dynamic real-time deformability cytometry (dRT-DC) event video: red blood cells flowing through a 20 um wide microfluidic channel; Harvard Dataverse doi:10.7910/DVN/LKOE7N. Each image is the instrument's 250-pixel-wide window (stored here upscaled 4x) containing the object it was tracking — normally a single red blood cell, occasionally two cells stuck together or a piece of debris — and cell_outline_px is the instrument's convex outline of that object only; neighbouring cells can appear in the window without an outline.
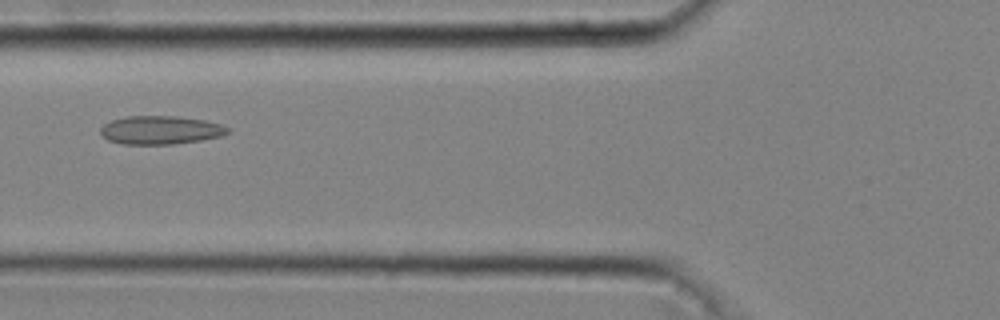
{"species": "common noctule bat (a hibernating species)", "species_latin": "Nyctalus noctula", "temperature_condition": "cold", "stored_images_in_passage": 38, "camera_frame_rate_fps": 3000, "um_per_image_px": 0.085, "animal": {"sex": "male", "body_mass_g": 20.4}, "frame": {"image": 1, "passage_image": 14, "time_ms": 4.333, "image_size_px": [1000, 320], "cell_outline_px": [[228, 132], [220, 136], [200, 140], [172, 144], [120, 144], [108, 140], [100, 136], [100, 128], [104, 124], [112, 120], [128, 116], [176, 116], [204, 120], [220, 124], [228, 128]], "centroid_in_image_um": [13.58, 11.06], "position_along_channel_um": 112.2, "area_um2": 20.98}}
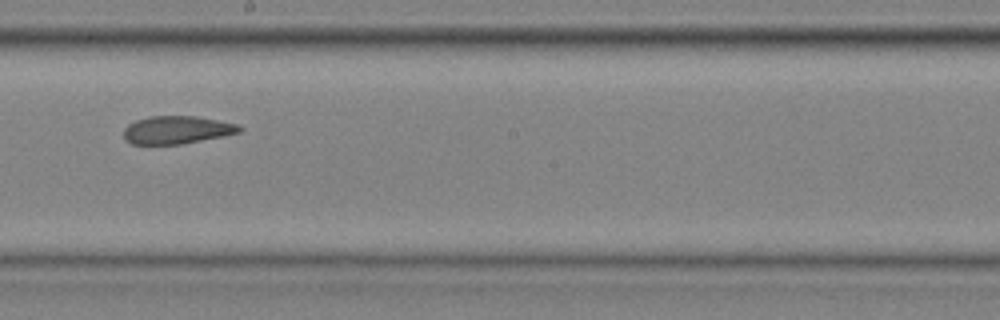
{"frame": {"image": 2, "passage_image": 23, "time_ms": 7.333, "image_size_px": [1000, 320], "cell_outline_px": [[244, 128], [240, 132], [224, 136], [180, 144], [132, 144], [124, 140], [124, 128], [128, 124], [136, 120], [148, 116], [196, 116], [240, 124]], "centroid_in_image_um": [15.05, 11.03], "position_along_channel_um": 233.2, "area_um2": 18.96}}
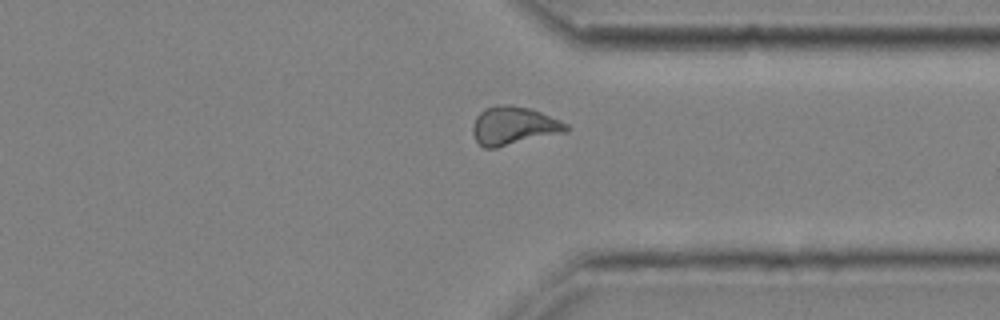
{"frame": {"image": 3, "passage_image": 33, "time_ms": 10.667, "image_size_px": [1000, 320], "cell_outline_px": [[568, 132], [496, 148], [484, 148], [476, 140], [472, 132], [472, 128], [476, 116], [484, 108], [496, 104], [512, 104], [528, 108], [540, 112], [560, 120], [568, 124]], "centroid_in_image_um": [43.66, 10.69], "position_along_channel_um": 367.7, "area_um2": 21.1}, "authors_computed_cell_mechanics": {"area_um2": 20.2011, "velocity_mm_per_s": 4.0378, "shape_relaxation_time_tau1_ms": null, "shape_relaxation_time_tau2_ms": 2.7293, "deformation_change_tau1": null, "deformation_change_tau2": 0.078}}